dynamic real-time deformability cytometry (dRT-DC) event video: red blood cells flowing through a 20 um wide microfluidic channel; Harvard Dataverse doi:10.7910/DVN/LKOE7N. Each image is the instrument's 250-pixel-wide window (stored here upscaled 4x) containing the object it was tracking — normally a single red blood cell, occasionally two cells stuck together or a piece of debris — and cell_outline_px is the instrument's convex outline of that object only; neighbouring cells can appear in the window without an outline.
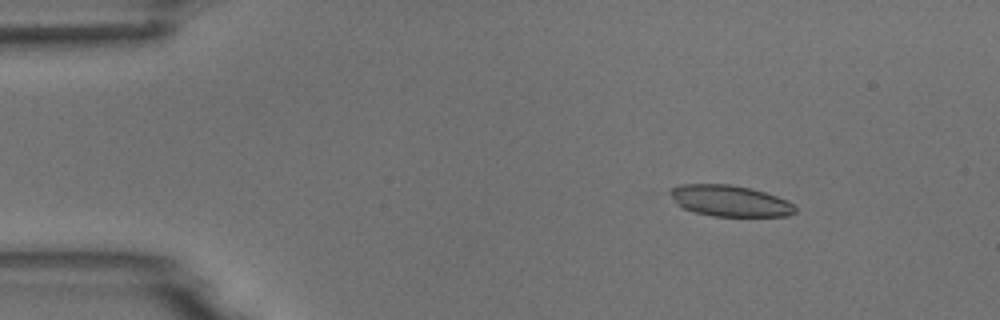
{"species": "common noctule bat (a hibernating species)", "species_latin": "Nyctalus noctula", "temperature_condition": "room temperature", "stored_images_in_passage": 8, "camera_frame_rate_fps": 3000, "um_per_image_px": 0.085, "animal": {"sex": "male", "body_mass_g": 18.8}, "frame": {"image": 1, "passage_image": 2, "time_ms": 0.333, "image_size_px": [1000, 320], "cell_outline_px": [[796, 212], [788, 216], [712, 216], [696, 212], [684, 208], [676, 204], [668, 192], [672, 188], [680, 184], [728, 184], [752, 188], [776, 196], [792, 204], [796, 208]], "centroid_in_image_um": [62.01, 17.07], "position_along_channel_um": 23.0, "area_um2": 22.6}}
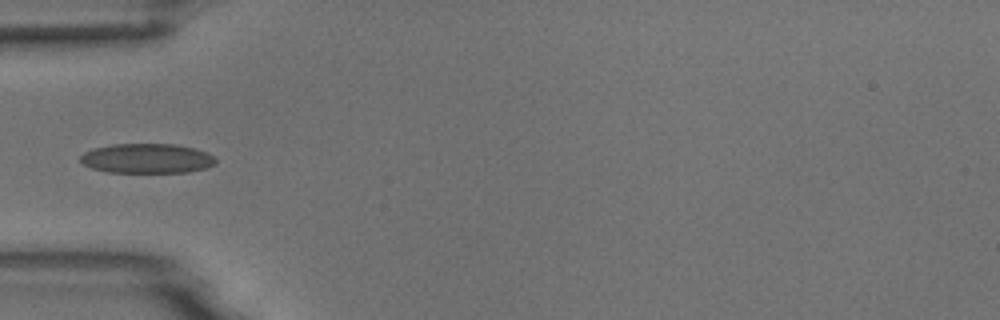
{"frame": {"image": 2, "passage_image": 5, "time_ms": 1.333, "image_size_px": [1000, 320], "cell_outline_px": [[216, 164], [208, 168], [188, 172], [108, 172], [92, 168], [84, 164], [80, 160], [80, 156], [84, 152], [92, 148], [112, 144], [176, 144], [192, 148], [204, 152], [212, 156], [216, 160]], "centroid_in_image_um": [12.48, 13.47], "position_along_channel_um": 72.5, "area_um2": 23.35}}